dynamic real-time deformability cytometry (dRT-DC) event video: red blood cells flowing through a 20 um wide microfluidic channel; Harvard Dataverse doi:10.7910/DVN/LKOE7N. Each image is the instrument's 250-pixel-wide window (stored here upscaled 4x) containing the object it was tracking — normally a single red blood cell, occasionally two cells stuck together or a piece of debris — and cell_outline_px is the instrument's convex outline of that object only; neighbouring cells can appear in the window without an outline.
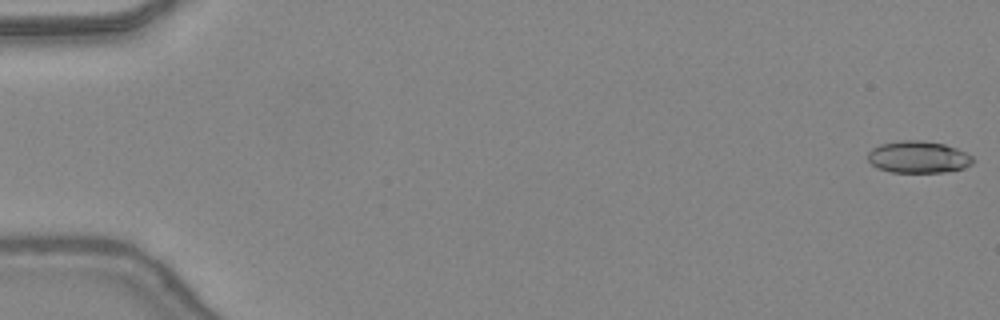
{"species": "common noctule bat (a hibernating species)", "species_latin": "Nyctalus noctula", "temperature_condition": "warm", "stored_images_in_passage": 47, "camera_frame_rate_fps": 3000, "um_per_image_px": 0.085, "animal": {"sex": "female", "body_mass_g": 24.6, "forearm_length_mm": 56.2}, "frame": {"image": 1, "passage_image": 1, "time_ms": 0.0, "image_size_px": [1000, 320], "cell_outline_px": [[972, 164], [964, 168], [944, 172], [888, 172], [876, 168], [868, 160], [868, 152], [872, 148], [880, 144], [900, 140], [920, 140], [944, 144], [956, 148], [972, 156]], "centroid_in_image_um": [78.02, 13.35], "position_along_channel_um": 7.0, "area_um2": 19.59}}
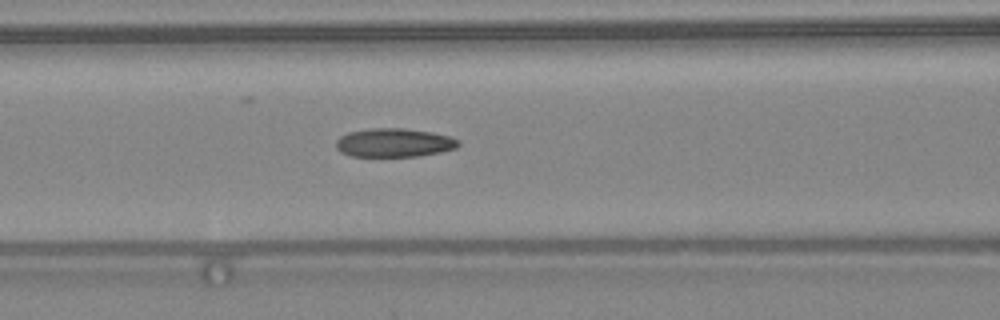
{"frame": {"image": 2, "passage_image": 21, "time_ms": 6.667, "image_size_px": [1000, 320], "cell_outline_px": [[460, 144], [456, 148], [440, 152], [416, 156], [352, 156], [340, 152], [336, 148], [336, 140], [340, 136], [348, 132], [372, 128], [404, 128], [432, 132], [448, 136], [460, 140]], "centroid_in_image_um": [33.49, 12.12], "position_along_channel_um": 133.1, "area_um2": 20.46}}
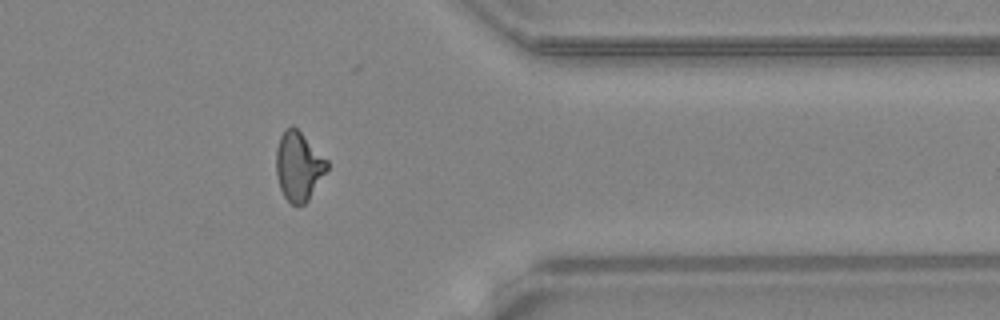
{"frame": {"image": 3, "passage_image": 39, "time_ms": 12.667, "image_size_px": [1000, 320], "cell_outline_px": [[328, 168], [308, 200], [304, 204], [296, 208], [284, 196], [280, 188], [276, 176], [276, 148], [280, 136], [284, 128], [292, 124], [328, 160]], "centroid_in_image_um": [25.36, 14.13], "position_along_channel_um": 386.0, "area_um2": 20.52}, "authors_computed_cell_mechanics": {"area_um2": 20.2878, "velocity_mm_per_s": 4.4203, "shape_relaxation_time_tau1_ms": null, "shape_relaxation_time_tau2_ms": 2.1472, "deformation_change_tau1": null, "deformation_change_tau2": 0.0829}}